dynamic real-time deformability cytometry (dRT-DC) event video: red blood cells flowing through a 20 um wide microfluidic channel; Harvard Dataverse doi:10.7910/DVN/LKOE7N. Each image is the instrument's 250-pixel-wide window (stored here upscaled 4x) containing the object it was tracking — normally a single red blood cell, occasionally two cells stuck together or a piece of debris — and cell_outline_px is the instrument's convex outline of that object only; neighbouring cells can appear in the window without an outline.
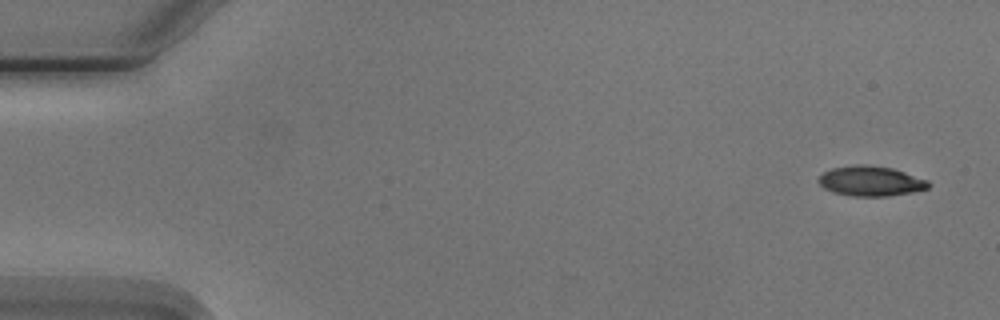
{"species": "Egyptian fruit bat (a non-hibernating species)", "species_latin": "Rousettus aegyptiacus", "temperature_condition": "cold", "stored_images_in_passage": 6, "camera_frame_rate_fps": 3000, "um_per_image_px": 0.085, "animal": {"sex": "male"}, "frame": {"image": 1, "passage_image": 1, "time_ms": 0.0, "image_size_px": [1000, 320], "cell_outline_px": [[932, 184], [928, 188], [912, 192], [888, 196], [852, 196], [836, 192], [824, 188], [820, 184], [820, 176], [824, 172], [832, 168], [864, 164], [892, 168], [928, 180]], "centroid_in_image_um": [74.06, 15.39], "position_along_channel_um": 10.9, "area_um2": 18.9}}